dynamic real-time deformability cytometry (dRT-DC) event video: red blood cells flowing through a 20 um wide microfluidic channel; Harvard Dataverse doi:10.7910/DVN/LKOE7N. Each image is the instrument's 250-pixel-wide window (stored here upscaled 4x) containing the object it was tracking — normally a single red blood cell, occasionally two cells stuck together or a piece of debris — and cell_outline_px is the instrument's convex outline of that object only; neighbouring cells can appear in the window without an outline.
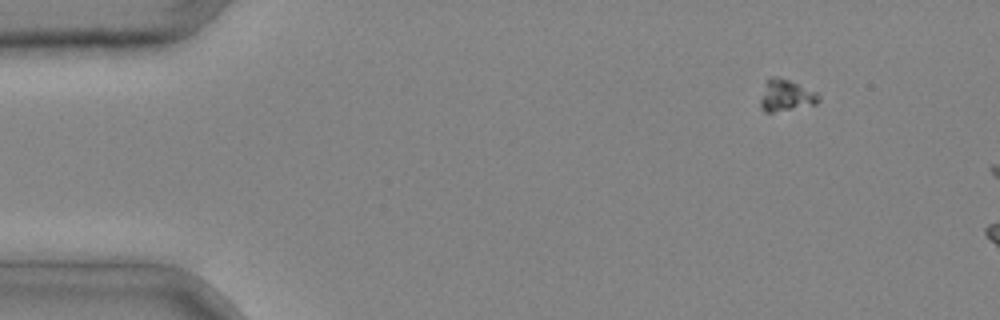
{"species": "common noctule bat (a hibernating species)", "species_latin": "Nyctalus noctula", "temperature_condition": "cold", "stored_images_in_passage": 2, "camera_frame_rate_fps": 3000, "um_per_image_px": 0.085, "animal": {"sex": "male", "body_mass_g": 20.4}, "frame": {"image": 1, "passage_image": 1, "time_ms": 0.0, "image_size_px": [1000, 320], "cell_outline_px": [[820, 100], [816, 104], [772, 112], [764, 112], [760, 108], [760, 100], [764, 80], [772, 76], [776, 76], [788, 80], [816, 92], [820, 96]], "centroid_in_image_um": [66.75, 8.1], "position_along_channel_um": 18.2, "area_um2": 10.75}}